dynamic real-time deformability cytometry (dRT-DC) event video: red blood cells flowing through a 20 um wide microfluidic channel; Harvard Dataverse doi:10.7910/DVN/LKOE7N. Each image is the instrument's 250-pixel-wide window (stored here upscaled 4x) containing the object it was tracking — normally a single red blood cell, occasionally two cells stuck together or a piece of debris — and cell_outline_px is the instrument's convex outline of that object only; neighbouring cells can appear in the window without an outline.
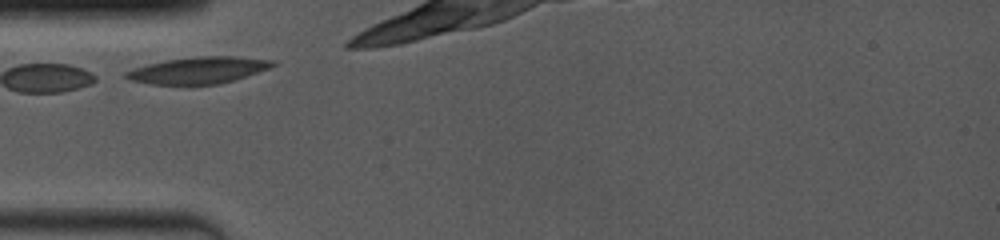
{"species": "common noctule bat (a hibernating species)", "species_latin": "Nyctalus noctula", "temperature_condition": "room temperature", "stored_images_in_passage": 11, "camera_frame_rate_fps": 4000, "um_per_image_px": 0.085, "animal": {"sex": "female", "body_mass_g": 19.0, "forearm_length_mm": 53.3}, "frame": {"image": 1, "passage_image": 1, "time_ms": 0.0, "image_size_px": [1000, 240], "cell_outline_px": [[276, 64], [268, 68], [232, 80], [216, 84], [148, 84], [128, 80], [124, 76], [124, 72], [132, 68], [164, 60], [196, 56], [236, 56], [276, 60]], "centroid_in_image_um": [16.8, 5.95], "position_along_channel_um": 68.2, "area_um2": 22.72}}